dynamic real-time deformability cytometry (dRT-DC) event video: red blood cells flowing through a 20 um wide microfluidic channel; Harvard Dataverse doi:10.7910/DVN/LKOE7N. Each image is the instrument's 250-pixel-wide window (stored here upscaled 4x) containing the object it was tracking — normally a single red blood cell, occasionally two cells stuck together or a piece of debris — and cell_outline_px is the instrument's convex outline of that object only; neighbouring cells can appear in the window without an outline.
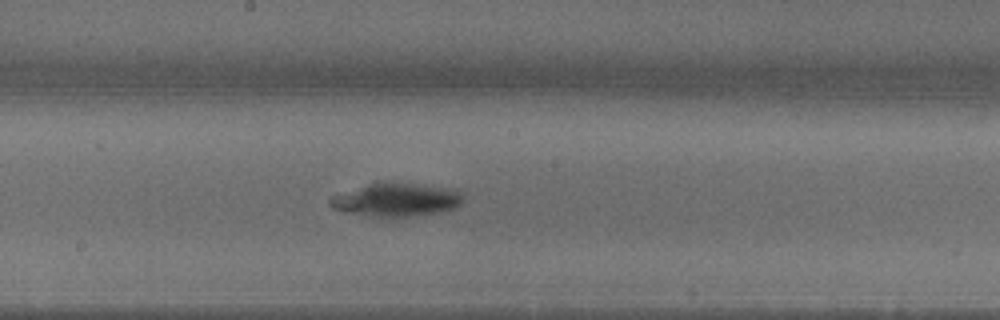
{"species": "common noctule bat (a hibernating species)", "species_latin": "Nyctalus noctula", "temperature_condition": "warm", "stored_images_in_passage": 20, "camera_frame_rate_fps": 3000, "um_per_image_px": 0.085, "animal": {"sex": "male", "body_mass_g": 18.8}, "frame": {"image": 1, "passage_image": 8, "time_ms": 2.333, "image_size_px": [1000, 320], "cell_outline_px": [[464, 200], [456, 208], [440, 212], [416, 216], [368, 216], [344, 212], [332, 208], [328, 204], [328, 200], [332, 196], [372, 184], [412, 184], [448, 188], [456, 192]], "centroid_in_image_um": [33.66, 17.03], "position_along_channel_um": 214.5, "area_um2": 24.85}}
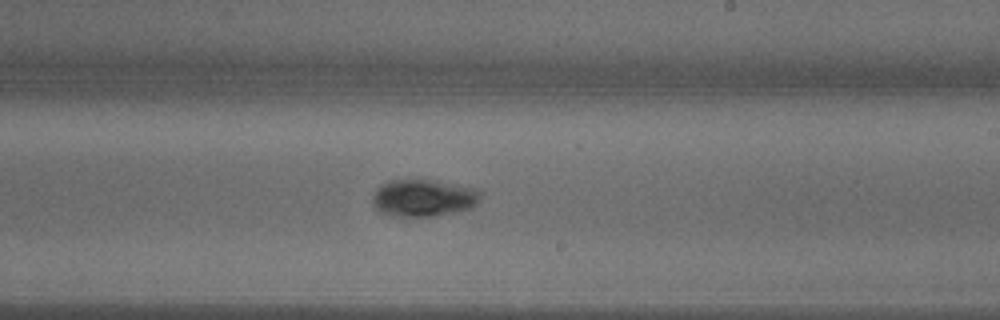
{"frame": {"image": 2, "passage_image": 10, "time_ms": 3.0, "image_size_px": [1000, 320], "cell_outline_px": [[480, 196], [476, 204], [472, 208], [456, 212], [436, 216], [392, 216], [380, 212], [376, 208], [372, 200], [372, 196], [376, 188], [392, 180], [428, 180], [472, 188], [480, 192]], "centroid_in_image_um": [35.96, 16.85], "position_along_channel_um": 253.0, "area_um2": 23.0}}
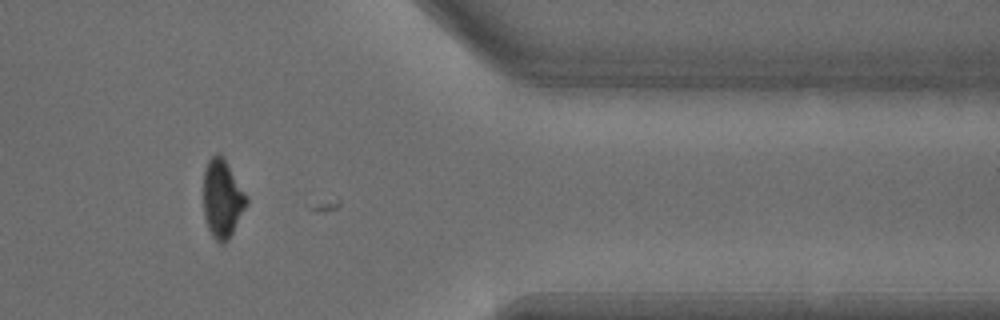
{"frame": {"image": 3, "passage_image": 18, "time_ms": 5.667, "image_size_px": [1000, 320], "cell_outline_px": [[248, 204], [228, 240], [224, 244], [220, 244], [212, 236], [208, 228], [204, 216], [204, 168], [208, 160], [216, 152], [220, 152], [224, 156], [248, 196]], "centroid_in_image_um": [18.91, 16.85], "position_along_channel_um": 392.5, "area_um2": 20.0}}